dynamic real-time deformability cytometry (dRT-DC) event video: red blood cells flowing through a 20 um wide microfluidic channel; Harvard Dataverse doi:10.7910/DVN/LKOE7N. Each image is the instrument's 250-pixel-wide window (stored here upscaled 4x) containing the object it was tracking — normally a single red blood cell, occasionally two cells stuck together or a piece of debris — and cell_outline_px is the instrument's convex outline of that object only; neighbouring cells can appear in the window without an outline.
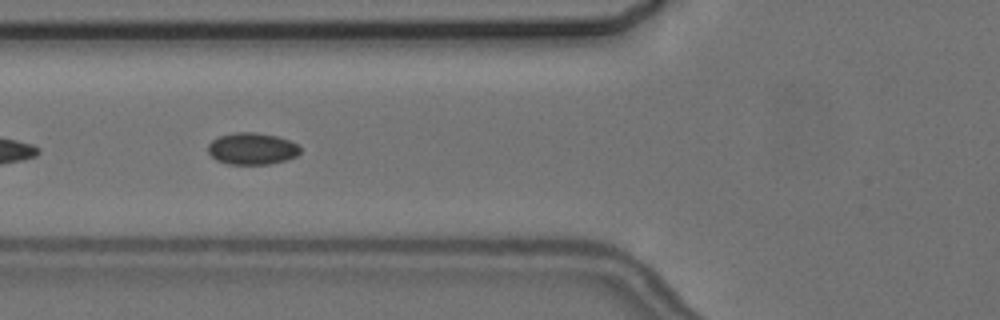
{"species": "common noctule bat (a hibernating species)", "species_latin": "Nyctalus noctula", "temperature_condition": "cold", "stored_images_in_passage": 11, "camera_frame_rate_fps": 3000, "um_per_image_px": 0.085, "animal": {"sex": "female", "body_mass_g": 24.6, "forearm_length_mm": 56.2}, "frame": {"image": 1, "passage_image": 2, "time_ms": 1.333, "image_size_px": [1000, 320], "cell_outline_px": [[300, 152], [296, 156], [284, 160], [268, 164], [228, 164], [216, 160], [208, 152], [208, 144], [212, 140], [220, 136], [232, 132], [256, 132], [276, 136], [288, 140], [296, 144], [300, 148]], "centroid_in_image_um": [21.39, 12.63], "position_along_channel_um": 104.4, "area_um2": 16.99}}